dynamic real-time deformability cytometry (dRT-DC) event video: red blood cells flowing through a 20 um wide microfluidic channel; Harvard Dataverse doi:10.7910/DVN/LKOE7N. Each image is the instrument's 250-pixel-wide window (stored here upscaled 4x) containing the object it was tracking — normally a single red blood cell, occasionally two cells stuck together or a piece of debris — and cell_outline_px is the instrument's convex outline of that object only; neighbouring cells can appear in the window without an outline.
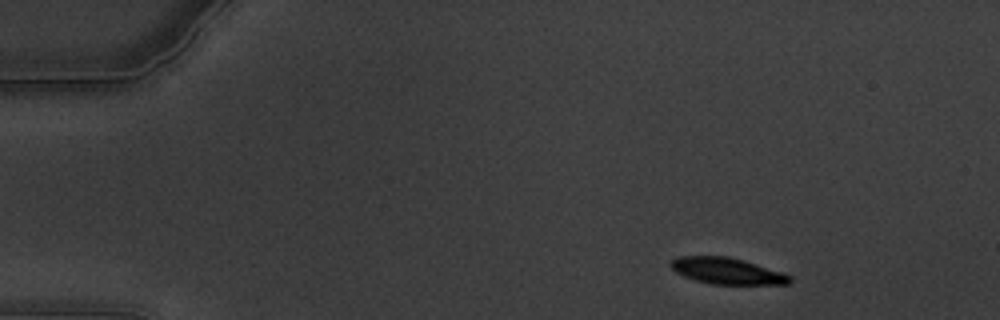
{"species": "common noctule bat (a hibernating species)", "species_latin": "Nyctalus noctula", "temperature_condition": "warm", "stored_images_in_passage": 57, "camera_frame_rate_fps": 3000, "um_per_image_px": 0.085, "animal": {"sex": "male", "body_mass_g": 19.5, "forearm_length_mm": 54.6}, "frame": {"image": 1, "passage_image": 5, "time_ms": 1.333, "image_size_px": [1000, 320], "cell_outline_px": [[792, 280], [788, 284], [708, 284], [684, 276], [676, 272], [668, 264], [676, 256], [728, 256], [744, 260], [784, 272], [792, 276]], "centroid_in_image_um": [61.81, 23.02], "position_along_channel_um": 23.2, "area_um2": 18.44}}
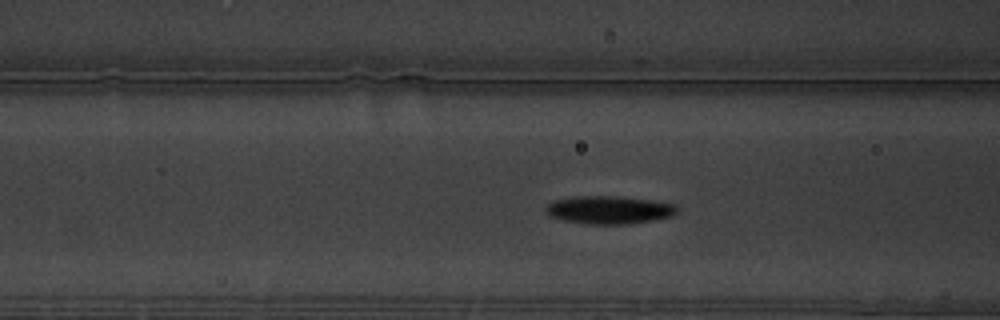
{"frame": {"image": 2, "passage_image": 21, "time_ms": 6.667, "image_size_px": [1000, 320], "cell_outline_px": [[680, 208], [672, 216], [656, 220], [628, 224], [588, 224], [564, 220], [548, 216], [544, 208], [548, 204], [556, 200], [576, 196], [616, 196], [652, 200], [672, 204]], "centroid_in_image_um": [51.78, 17.84], "position_along_channel_um": 114.8, "area_um2": 21.44}}
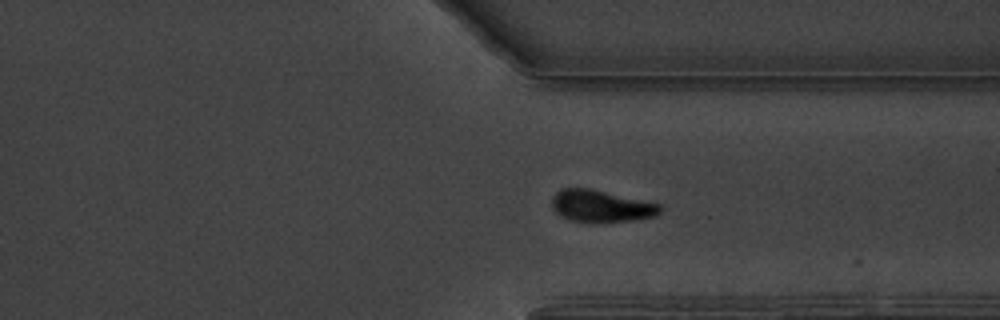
{"frame": {"image": 3, "passage_image": 43, "time_ms": 14.0, "image_size_px": [1000, 320], "cell_outline_px": [[660, 212], [656, 216], [636, 220], [572, 220], [560, 216], [552, 208], [552, 196], [560, 188], [588, 188], [660, 204]], "centroid_in_image_um": [51.06, 17.48], "position_along_channel_um": 360.3, "area_um2": 19.48}, "authors_computed_cell_mechanics": {"area_um2": 20.1144, "velocity_mm_per_s": 3.3448, "shape_relaxation_time_tau1_ms": 2.1471, "shape_relaxation_time_tau2_ms": null, "deformation_change_tau1": 0.1306, "deformation_change_tau2": null}}